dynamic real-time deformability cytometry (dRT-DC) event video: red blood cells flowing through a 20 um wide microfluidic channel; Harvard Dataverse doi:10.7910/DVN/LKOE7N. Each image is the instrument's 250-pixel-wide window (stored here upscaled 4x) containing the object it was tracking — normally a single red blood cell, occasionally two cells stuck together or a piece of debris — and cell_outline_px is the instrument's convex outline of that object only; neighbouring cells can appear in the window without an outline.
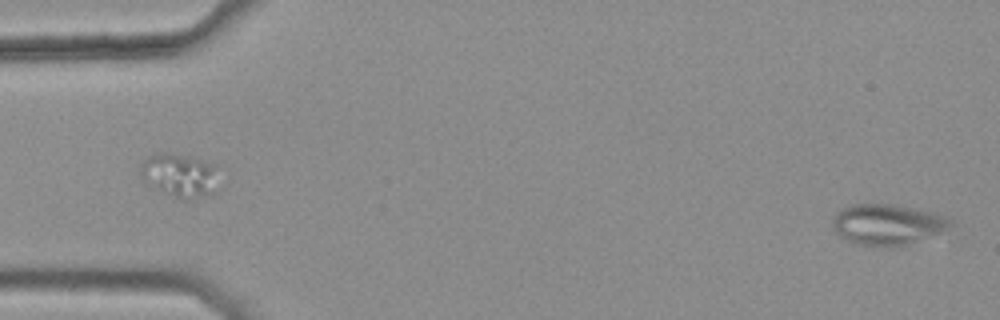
{"species": "common noctule bat (a hibernating species)", "species_latin": "Nyctalus noctula", "temperature_condition": "warm", "stored_images_in_passage": 44, "camera_frame_rate_fps": 3000, "um_per_image_px": 0.085, "animal": {"sex": "female", "body_mass_g": 25.1}, "frame": {"image": 1, "passage_image": 1, "time_ms": 0.0, "image_size_px": [1000, 320], "cell_outline_px": [[956, 224], [928, 236], [896, 248], [888, 248], [856, 244], [840, 236], [832, 228], [832, 220], [840, 208], [852, 204], [896, 204], [932, 212], [948, 216]], "centroid_in_image_um": [75.4, 19.08], "position_along_channel_um": 9.6, "area_um2": 28.21}}
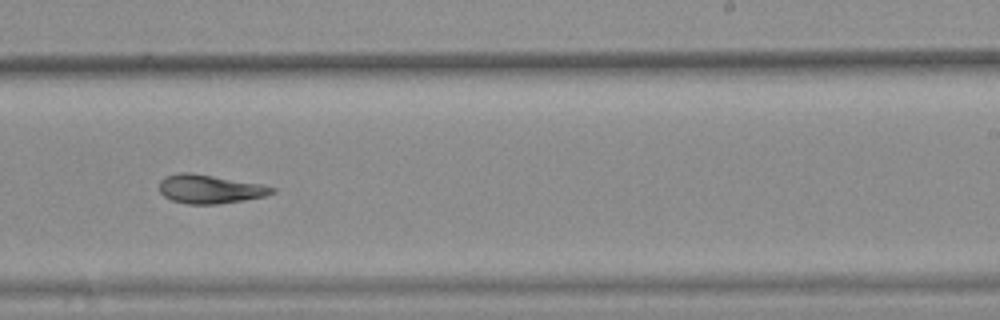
{"frame": {"image": 2, "passage_image": 32, "time_ms": 10.333, "image_size_px": [1000, 320], "cell_outline_px": [[276, 192], [264, 196], [244, 200], [220, 204], [188, 204], [172, 200], [164, 196], [160, 192], [160, 180], [164, 176], [176, 172], [192, 172], [264, 184], [276, 188]], "centroid_in_image_um": [17.85, 16.05], "position_along_channel_um": 271.2, "area_um2": 19.19}}
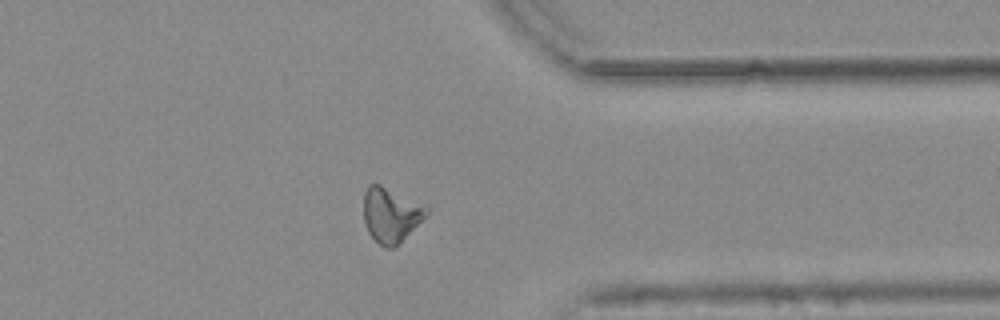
{"frame": {"image": 3, "passage_image": 41, "time_ms": 13.333, "image_size_px": [1000, 320], "cell_outline_px": [[428, 216], [392, 248], [384, 248], [368, 232], [364, 220], [364, 192], [368, 184], [380, 184], [424, 204], [428, 208]], "centroid_in_image_um": [33.23, 18.23], "position_along_channel_um": 378.2, "area_um2": 19.94}, "authors_computed_cell_mechanics": {"area_um2": 20.1433, "velocity_mm_per_s": 3.8055, "shape_relaxation_time_tau1_ms": null, "shape_relaxation_time_tau2_ms": 6.7077, "deformation_change_tau1": null, "deformation_change_tau2": 0.142}}